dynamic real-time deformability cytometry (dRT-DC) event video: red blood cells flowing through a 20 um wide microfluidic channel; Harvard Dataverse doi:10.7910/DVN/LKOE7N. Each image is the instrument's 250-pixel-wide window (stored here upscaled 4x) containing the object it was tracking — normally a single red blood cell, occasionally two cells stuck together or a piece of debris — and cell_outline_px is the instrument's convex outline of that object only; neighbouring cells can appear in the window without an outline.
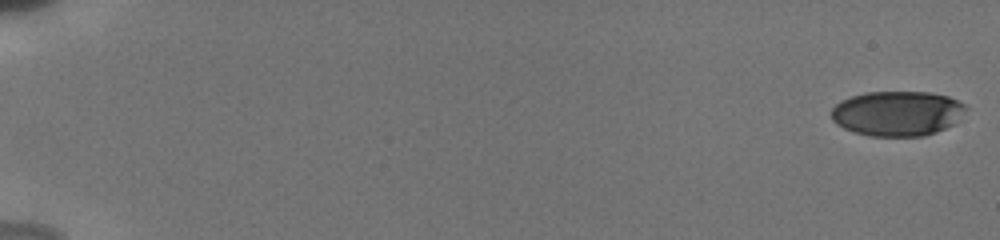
{"species": "human", "species_latin": "Homo sapiens", "temperature_condition": "cold", "stored_images_in_passage": 21, "camera_frame_rate_fps": 3000, "um_per_image_px": 0.085, "donor": {"sex": "male"}, "frame": {"image": 1, "passage_image": 1, "time_ms": 0.0, "image_size_px": [1000, 240], "cell_outline_px": [[968, 108], [956, 124], [936, 132], [924, 136], [868, 136], [844, 128], [836, 124], [832, 120], [832, 108], [840, 100], [852, 96], [868, 92], [928, 92], [948, 96], [964, 104]], "centroid_in_image_um": [76.3, 9.64], "position_along_channel_um": 8.7, "area_um2": 35.43}}
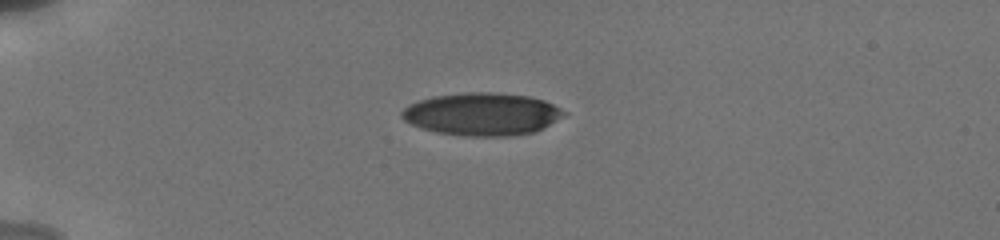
{"frame": {"image": 2, "passage_image": 15, "time_ms": 5.0, "image_size_px": [1000, 240], "cell_outline_px": [[568, 112], [564, 116], [544, 128], [532, 132], [512, 136], [464, 136], [436, 132], [412, 124], [404, 120], [400, 116], [400, 112], [408, 104], [432, 96], [464, 92], [488, 92], [528, 96], [544, 100]], "centroid_in_image_um": [40.97, 9.7], "position_along_channel_um": 44.0, "area_um2": 40.34}}
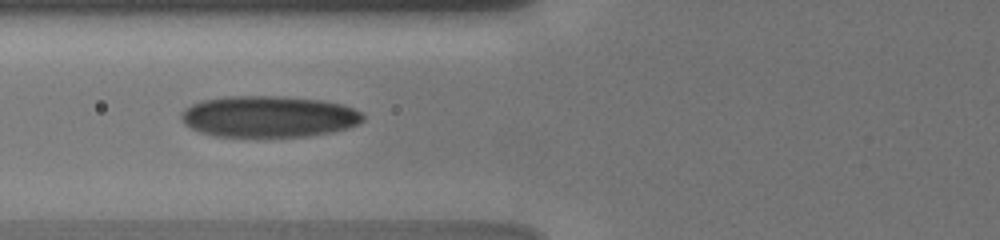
{"frame": {"image": 3, "passage_image": 20, "time_ms": 7.667, "image_size_px": [1000, 240], "cell_outline_px": [[364, 120], [348, 128], [332, 132], [308, 136], [216, 136], [200, 132], [184, 124], [180, 116], [180, 112], [184, 108], [200, 100], [224, 96], [280, 96], [324, 100], [340, 104], [352, 108], [360, 112], [364, 116]], "centroid_in_image_um": [22.8, 9.89], "position_along_channel_um": 103.0, "area_um2": 43.93}}